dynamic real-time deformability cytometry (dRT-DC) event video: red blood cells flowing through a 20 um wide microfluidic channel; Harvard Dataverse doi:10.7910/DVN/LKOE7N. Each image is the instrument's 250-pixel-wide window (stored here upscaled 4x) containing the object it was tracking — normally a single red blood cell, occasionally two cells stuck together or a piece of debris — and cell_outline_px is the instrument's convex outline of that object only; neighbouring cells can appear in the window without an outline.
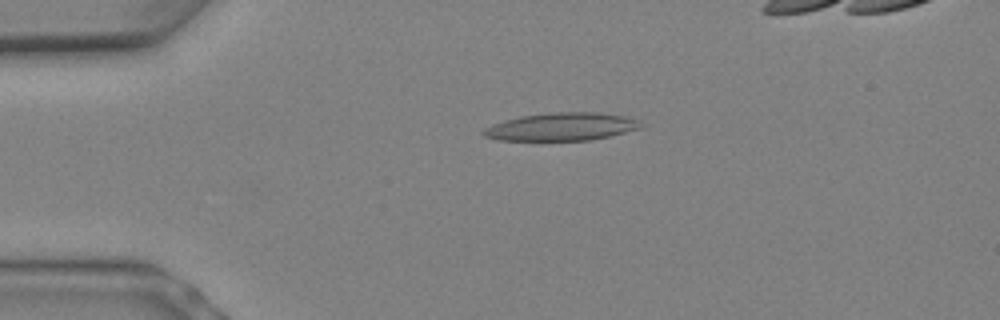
{"species": "Egyptian fruit bat (a non-hibernating species)", "species_latin": "Rousettus aegyptiacus", "temperature_condition": "warm", "stored_images_in_passage": 8, "camera_frame_rate_fps": 3000, "um_per_image_px": 0.085, "animal": {"sex": "female"}, "frame": {"image": 1, "passage_image": 5, "time_ms": 1.333, "image_size_px": [1000, 320], "cell_outline_px": [[644, 128], [592, 140], [496, 140], [484, 136], [480, 132], [484, 128], [492, 124], [504, 120], [520, 116], [556, 112], [596, 112], [628, 116], [640, 120]], "centroid_in_image_um": [47.76, 10.77], "position_along_channel_um": 37.2, "area_um2": 25.84}}
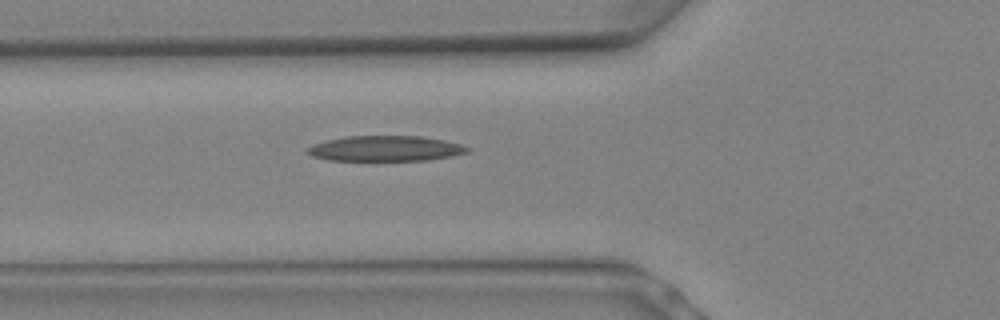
{"frame": {"image": 2, "passage_image": 8, "time_ms": 2.333, "image_size_px": [1000, 320], "cell_outline_px": [[472, 148], [468, 152], [452, 156], [428, 160], [328, 160], [312, 156], [304, 152], [304, 148], [312, 144], [328, 140], [348, 136], [420, 136], [444, 140], [460, 144]], "centroid_in_image_um": [32.73, 12.62], "position_along_channel_um": 93.1, "area_um2": 23.76}}